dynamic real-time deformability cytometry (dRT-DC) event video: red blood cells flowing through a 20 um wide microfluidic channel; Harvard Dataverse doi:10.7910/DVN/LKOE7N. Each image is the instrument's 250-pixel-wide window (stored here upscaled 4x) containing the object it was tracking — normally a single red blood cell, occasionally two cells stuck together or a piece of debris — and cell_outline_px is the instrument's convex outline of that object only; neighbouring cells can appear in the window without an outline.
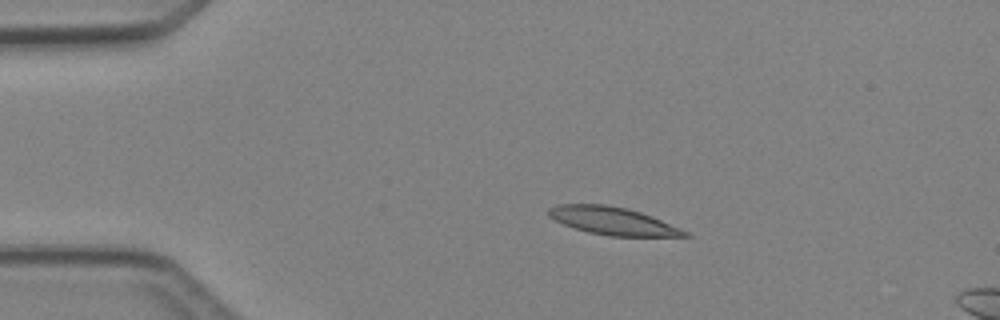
{"species": "Egyptian fruit bat (a non-hibernating species)", "species_latin": "Rousettus aegyptiacus", "temperature_condition": "cold", "stored_images_in_passage": 5, "camera_frame_rate_fps": 3000, "um_per_image_px": 0.085, "animal": {"sex": "female"}, "frame": {"image": 1, "passage_image": 3, "time_ms": 2.333, "image_size_px": [1000, 320], "cell_outline_px": [[692, 236], [608, 236], [588, 232], [564, 224], [548, 216], [548, 208], [556, 204], [604, 204], [628, 208], [652, 216], [680, 228], [688, 232]], "centroid_in_image_um": [52.07, 18.77], "position_along_channel_um": 32.9, "area_um2": 21.91}}